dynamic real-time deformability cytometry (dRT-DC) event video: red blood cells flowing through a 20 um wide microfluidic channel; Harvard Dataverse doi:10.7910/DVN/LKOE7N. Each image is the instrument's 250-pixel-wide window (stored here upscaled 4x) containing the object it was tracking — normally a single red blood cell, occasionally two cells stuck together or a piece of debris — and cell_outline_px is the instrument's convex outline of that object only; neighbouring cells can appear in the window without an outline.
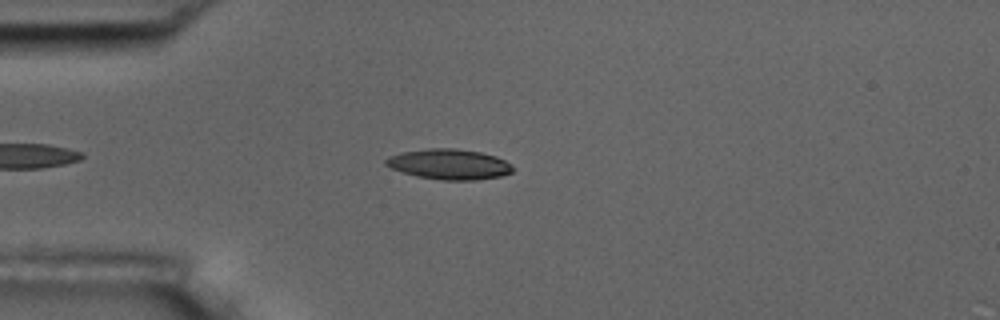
{"species": "common noctule bat (a hibernating species)", "species_latin": "Nyctalus noctula", "temperature_condition": "room temperature", "stored_images_in_passage": 6, "camera_frame_rate_fps": 3000, "um_per_image_px": 0.085, "animal": {"sex": "male", "body_mass_g": 17.5, "forearm_length_mm": 52.3}, "frame": {"image": 1, "passage_image": 1, "time_ms": 0.0, "image_size_px": [1000, 320], "cell_outline_px": [[516, 168], [512, 172], [500, 176], [476, 180], [444, 180], [416, 176], [392, 168], [384, 164], [384, 160], [388, 156], [400, 152], [428, 148], [456, 148], [480, 152], [496, 156], [512, 164]], "centroid_in_image_um": [38.19, 13.95], "position_along_channel_um": 46.8, "area_um2": 22.6}}
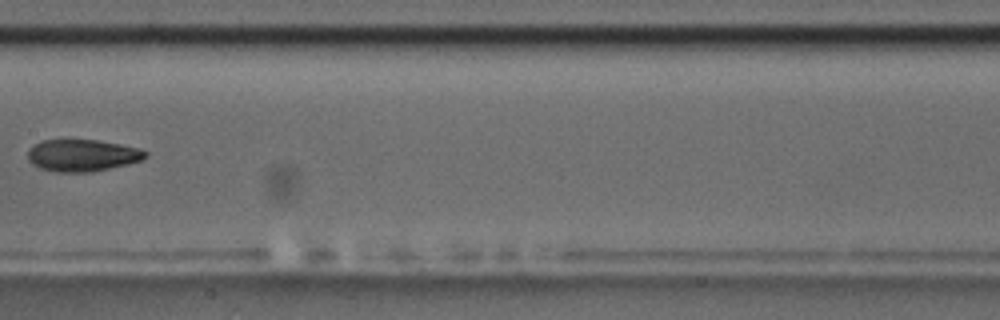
{"frame": {"image": 2, "passage_image": 5, "time_ms": 4.667, "image_size_px": [1000, 320], "cell_outline_px": [[148, 156], [140, 160], [128, 164], [92, 172], [56, 172], [40, 168], [32, 164], [28, 160], [28, 148], [32, 144], [40, 140], [96, 140], [120, 144], [140, 148], [148, 152]], "centroid_in_image_um": [6.97, 13.2], "position_along_channel_um": 200.4, "area_um2": 22.08}}
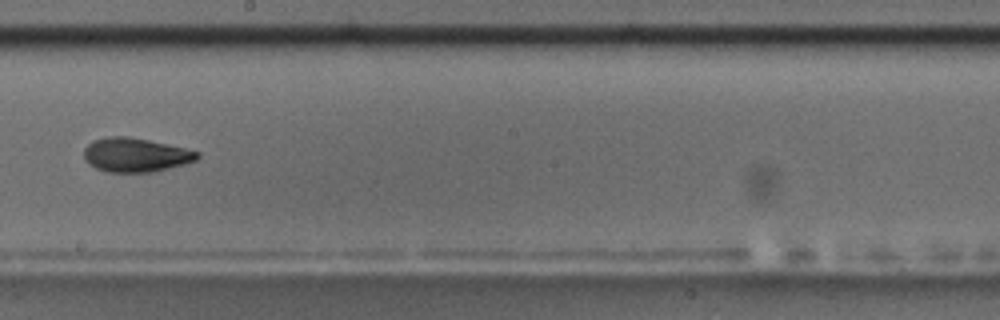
{"frame": {"image": 3, "passage_image": 6, "time_ms": 5.667, "image_size_px": [1000, 320], "cell_outline_px": [[200, 156], [196, 160], [184, 164], [152, 172], [108, 172], [96, 168], [88, 164], [84, 160], [84, 148], [92, 140], [108, 136], [128, 136], [148, 140], [184, 148], [200, 152]], "centroid_in_image_um": [11.49, 13.16], "position_along_channel_um": 236.7, "area_um2": 22.48}}